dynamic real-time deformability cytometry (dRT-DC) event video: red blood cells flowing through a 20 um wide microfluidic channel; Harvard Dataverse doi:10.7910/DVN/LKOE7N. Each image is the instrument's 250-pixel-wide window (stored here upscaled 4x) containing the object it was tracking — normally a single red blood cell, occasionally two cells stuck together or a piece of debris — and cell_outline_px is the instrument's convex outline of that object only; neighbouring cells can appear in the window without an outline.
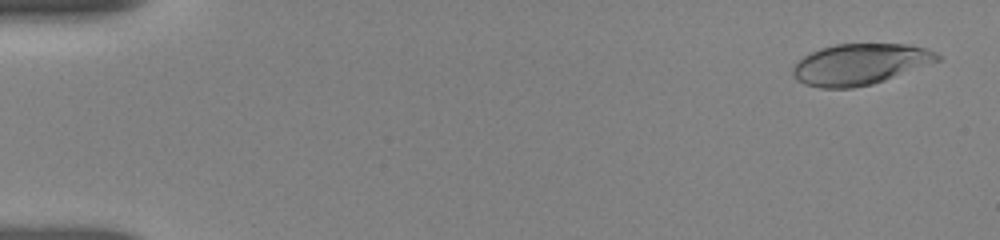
{"species": "human", "species_latin": "Homo sapiens", "temperature_condition": "room temperature", "stored_images_in_passage": 43, "camera_frame_rate_fps": 3000, "um_per_image_px": 0.085, "donor": {"sex": "female"}, "frame": {"image": 1, "passage_image": 2, "time_ms": 0.333, "image_size_px": [1000, 240], "cell_outline_px": [[944, 60], [872, 84], [852, 88], [820, 88], [804, 84], [796, 80], [792, 76], [792, 68], [804, 56], [820, 48], [836, 44], [908, 44], [924, 48], [936, 52]], "centroid_in_image_um": [73.12, 5.46], "position_along_channel_um": 11.9, "area_um2": 34.68}}
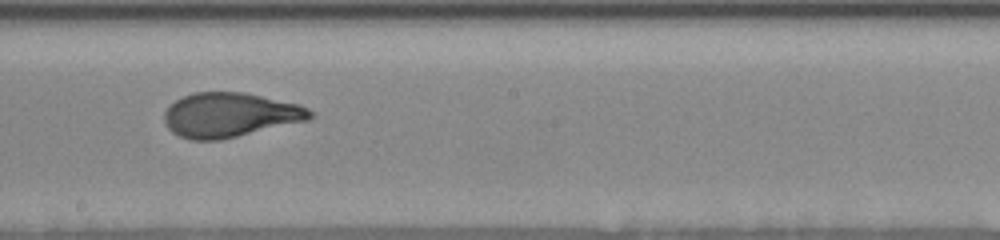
{"frame": {"image": 2, "passage_image": 27, "time_ms": 9.667, "image_size_px": [1000, 240], "cell_outline_px": [[316, 116], [308, 120], [220, 140], [192, 140], [180, 136], [172, 132], [168, 128], [164, 120], [164, 112], [176, 100], [192, 92], [244, 92], [300, 104], [316, 112]], "centroid_in_image_um": [19.58, 9.76], "position_along_channel_um": 228.6, "area_um2": 37.86}}
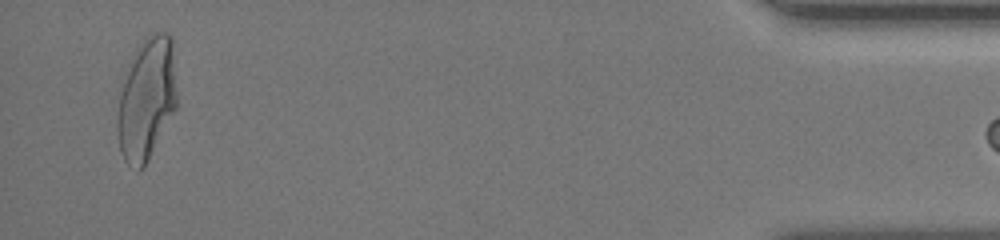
{"frame": {"image": 3, "passage_image": 42, "time_ms": 16.667, "image_size_px": [1000, 240], "cell_outline_px": [[176, 108], [144, 168], [140, 168], [128, 164], [124, 160], [120, 152], [116, 128], [116, 120], [120, 92], [136, 48], [148, 36], [156, 32], [168, 32], [172, 36], [176, 92]], "centroid_in_image_um": [12.46, 8.42], "position_along_channel_um": 422.7, "area_um2": 42.02}, "authors_computed_cell_mechanics": {"area_um2": 37.7434, "velocity_mm_per_s": 3.7976, "shape_relaxation_time_tau1_ms": 3.4772, "shape_relaxation_time_tau2_ms": 0.8055, "deformation_change_tau1": 0.189, "deformation_change_tau2": 0.0798}}